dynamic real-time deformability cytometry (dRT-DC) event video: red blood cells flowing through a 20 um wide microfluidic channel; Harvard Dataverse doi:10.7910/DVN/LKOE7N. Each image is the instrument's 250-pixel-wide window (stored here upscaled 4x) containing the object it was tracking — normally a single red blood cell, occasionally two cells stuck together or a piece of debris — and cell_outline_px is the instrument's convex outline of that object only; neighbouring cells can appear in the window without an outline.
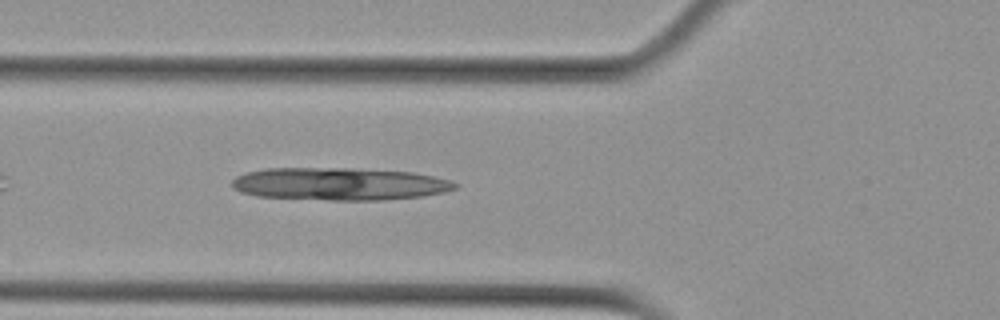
{"species": "Egyptian fruit bat (a non-hibernating species)", "species_latin": "Rousettus aegyptiacus", "temperature_condition": "cold", "stored_images_in_passage": 37, "camera_frame_rate_fps": 3000, "um_per_image_px": 0.085, "animal": {"sex": "female"}, "frame": {"image": 1, "passage_image": 6, "time_ms": 1.667, "image_size_px": [1000, 320], "cell_outline_px": [[460, 184], [456, 188], [444, 192], [420, 196], [384, 200], [332, 200], [256, 196], [240, 192], [232, 188], [232, 180], [236, 176], [248, 172], [264, 168], [352, 168], [412, 172], [432, 176], [448, 180]], "centroid_in_image_um": [28.82, 15.63], "position_along_channel_um": 97.0, "area_um2": 42.37}}
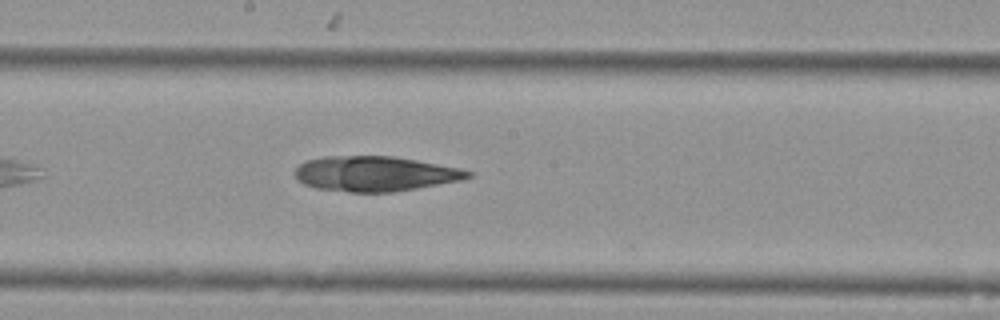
{"frame": {"image": 2, "passage_image": 16, "time_ms": 5.0, "image_size_px": [1000, 320], "cell_outline_px": [[476, 172], [472, 176], [460, 180], [416, 188], [392, 192], [348, 192], [316, 188], [304, 184], [296, 180], [296, 168], [304, 160], [324, 156], [392, 156], [416, 160], [460, 168]], "centroid_in_image_um": [31.86, 14.76], "position_along_channel_um": 216.3, "area_um2": 35.37}}
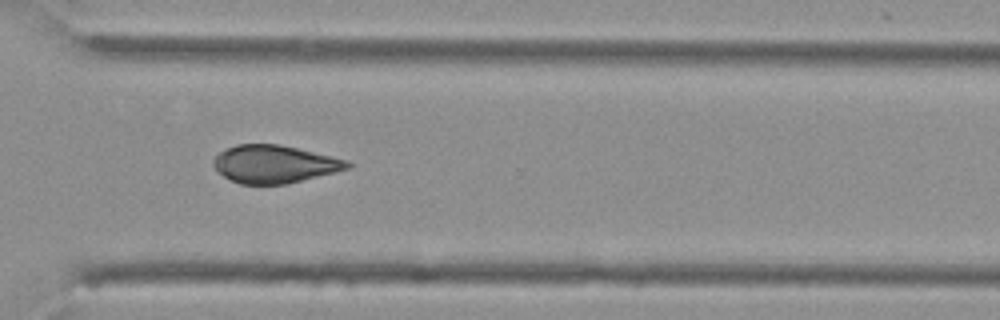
{"frame": {"image": 3, "passage_image": 27, "time_ms": 8.667, "image_size_px": [1000, 320], "cell_outline_px": [[352, 168], [288, 184], [240, 184], [224, 176], [212, 164], [212, 160], [224, 148], [236, 144], [280, 144], [348, 160], [352, 164]], "centroid_in_image_um": [23.35, 13.94], "position_along_channel_um": 347.3, "area_um2": 29.59}}